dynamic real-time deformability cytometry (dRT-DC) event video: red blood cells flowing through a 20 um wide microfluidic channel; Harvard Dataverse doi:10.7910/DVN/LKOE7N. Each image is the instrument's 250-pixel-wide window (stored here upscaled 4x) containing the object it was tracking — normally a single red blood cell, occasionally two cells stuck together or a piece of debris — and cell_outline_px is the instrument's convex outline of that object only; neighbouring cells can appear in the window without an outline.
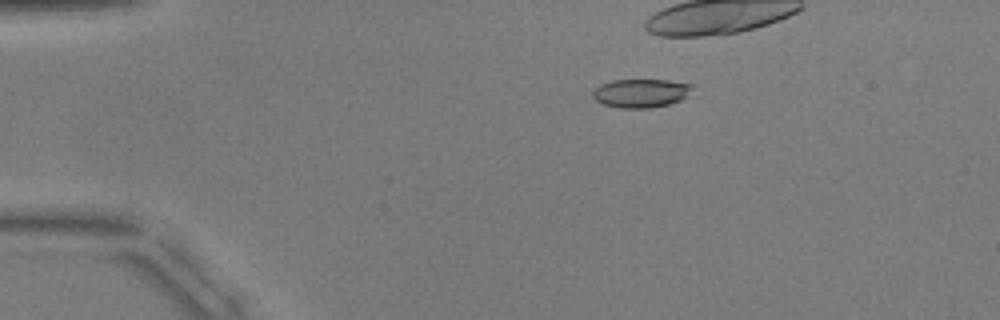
{"species": "common noctule bat (a hibernating species)", "species_latin": "Nyctalus noctula", "temperature_condition": "warm", "stored_images_in_passage": 8, "camera_frame_rate_fps": 3000, "um_per_image_px": 0.085, "animal": {"sex": "male", "body_mass_g": 17.9, "forearm_length_mm": 54.2}, "frame": {"image": 1, "passage_image": 3, "time_ms": 3.333, "image_size_px": [1000, 320], "cell_outline_px": [[692, 84], [688, 96], [680, 100], [668, 104], [648, 108], [620, 108], [604, 104], [596, 100], [592, 96], [592, 92], [600, 84], [612, 80], [668, 80]], "centroid_in_image_um": [54.45, 7.91], "position_along_channel_um": 30.5, "area_um2": 16.47}}